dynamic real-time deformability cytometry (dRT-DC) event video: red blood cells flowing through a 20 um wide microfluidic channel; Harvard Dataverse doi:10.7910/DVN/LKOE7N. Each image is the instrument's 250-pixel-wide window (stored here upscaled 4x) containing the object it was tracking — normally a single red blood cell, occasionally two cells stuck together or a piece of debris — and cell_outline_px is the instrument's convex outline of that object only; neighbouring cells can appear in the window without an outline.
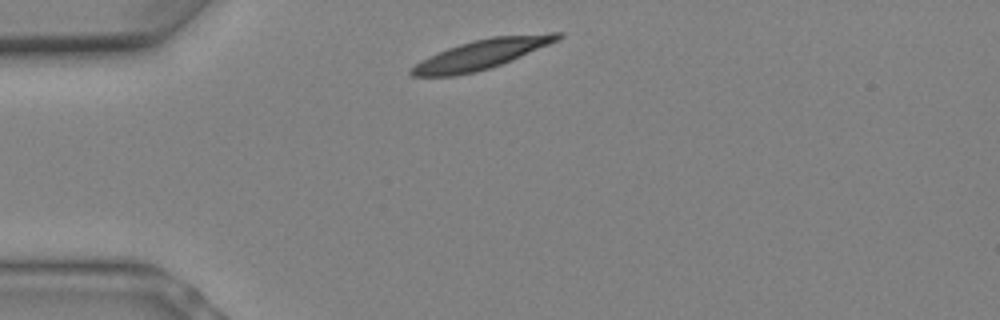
{"species": "Egyptian fruit bat (a non-hibernating species)", "species_latin": "Rousettus aegyptiacus", "temperature_condition": "warm", "stored_images_in_passage": 5, "camera_frame_rate_fps": 3000, "um_per_image_px": 0.085, "animal": {"sex": "female"}, "frame": {"image": 1, "passage_image": 1, "time_ms": 0.0, "image_size_px": [1000, 320], "cell_outline_px": [[564, 36], [560, 40], [500, 64], [476, 72], [456, 76], [412, 76], [408, 72], [420, 60], [428, 56], [448, 48], [472, 40], [492, 36], [548, 32], [564, 32]], "centroid_in_image_um": [40.97, 4.59], "position_along_channel_um": 44.0, "area_um2": 25.26}}
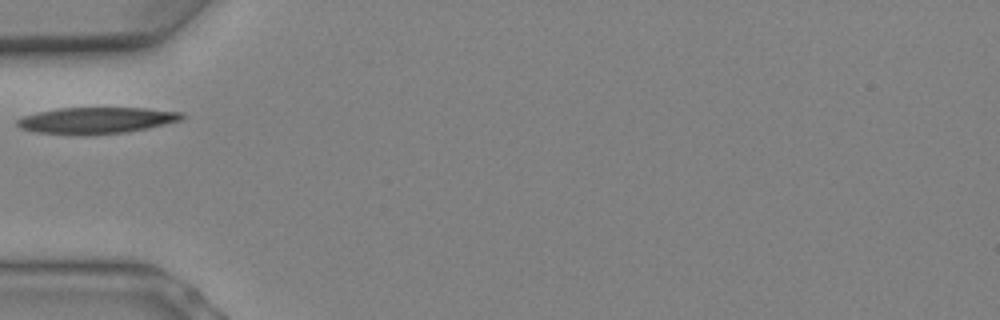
{"frame": {"image": 2, "passage_image": 3, "time_ms": 0.667, "image_size_px": [1000, 320], "cell_outline_px": [[184, 116], [180, 120], [148, 128], [124, 132], [80, 136], [36, 132], [20, 128], [16, 124], [16, 120], [24, 116], [40, 112], [60, 108], [144, 108], [184, 112]], "centroid_in_image_um": [8.18, 10.24], "position_along_channel_um": 76.8, "area_um2": 25.26}}